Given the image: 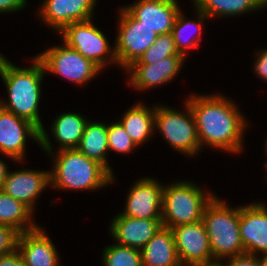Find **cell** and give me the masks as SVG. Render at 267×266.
<instances>
[{
	"label": "cell",
	"instance_id": "obj_1",
	"mask_svg": "<svg viewBox=\"0 0 267 266\" xmlns=\"http://www.w3.org/2000/svg\"><path fill=\"white\" fill-rule=\"evenodd\" d=\"M186 101L195 118L201 150L210 146L234 154L242 151L248 123L234 101L218 93H193Z\"/></svg>",
	"mask_w": 267,
	"mask_h": 266
},
{
	"label": "cell",
	"instance_id": "obj_2",
	"mask_svg": "<svg viewBox=\"0 0 267 266\" xmlns=\"http://www.w3.org/2000/svg\"><path fill=\"white\" fill-rule=\"evenodd\" d=\"M50 135L44 128L40 130L39 146L52 159L50 170V188L89 191L101 189L112 184L115 176L102 164L88 158L78 149H55L50 142ZM56 153V154H55Z\"/></svg>",
	"mask_w": 267,
	"mask_h": 266
},
{
	"label": "cell",
	"instance_id": "obj_3",
	"mask_svg": "<svg viewBox=\"0 0 267 266\" xmlns=\"http://www.w3.org/2000/svg\"><path fill=\"white\" fill-rule=\"evenodd\" d=\"M32 60L31 67L20 68L0 53V76L8 94V100L0 99V106L30 121L41 130L45 127L39 116L41 84L45 70L36 57Z\"/></svg>",
	"mask_w": 267,
	"mask_h": 266
},
{
	"label": "cell",
	"instance_id": "obj_4",
	"mask_svg": "<svg viewBox=\"0 0 267 266\" xmlns=\"http://www.w3.org/2000/svg\"><path fill=\"white\" fill-rule=\"evenodd\" d=\"M240 206L229 207L216 195L207 204L202 222L208 234L214 261L245 253L239 230Z\"/></svg>",
	"mask_w": 267,
	"mask_h": 266
},
{
	"label": "cell",
	"instance_id": "obj_5",
	"mask_svg": "<svg viewBox=\"0 0 267 266\" xmlns=\"http://www.w3.org/2000/svg\"><path fill=\"white\" fill-rule=\"evenodd\" d=\"M214 193L203 191L194 182L176 181L165 185L162 200V224L174 228L182 224L202 221L207 204Z\"/></svg>",
	"mask_w": 267,
	"mask_h": 266
},
{
	"label": "cell",
	"instance_id": "obj_6",
	"mask_svg": "<svg viewBox=\"0 0 267 266\" xmlns=\"http://www.w3.org/2000/svg\"><path fill=\"white\" fill-rule=\"evenodd\" d=\"M184 104L185 111L157 104L154 128L159 130L160 135L173 149L187 157H192L201 152V145L190 105L187 101Z\"/></svg>",
	"mask_w": 267,
	"mask_h": 266
},
{
	"label": "cell",
	"instance_id": "obj_7",
	"mask_svg": "<svg viewBox=\"0 0 267 266\" xmlns=\"http://www.w3.org/2000/svg\"><path fill=\"white\" fill-rule=\"evenodd\" d=\"M92 21L94 20L90 19L65 26L59 32L63 42L101 70L111 62L118 64L114 45L110 46L106 35Z\"/></svg>",
	"mask_w": 267,
	"mask_h": 266
},
{
	"label": "cell",
	"instance_id": "obj_8",
	"mask_svg": "<svg viewBox=\"0 0 267 266\" xmlns=\"http://www.w3.org/2000/svg\"><path fill=\"white\" fill-rule=\"evenodd\" d=\"M120 8L114 47L118 66L126 70L139 60L159 34L142 25L125 7Z\"/></svg>",
	"mask_w": 267,
	"mask_h": 266
},
{
	"label": "cell",
	"instance_id": "obj_9",
	"mask_svg": "<svg viewBox=\"0 0 267 266\" xmlns=\"http://www.w3.org/2000/svg\"><path fill=\"white\" fill-rule=\"evenodd\" d=\"M61 45L49 47L35 56L42 63L45 73L58 74L76 85H86L103 71L64 42Z\"/></svg>",
	"mask_w": 267,
	"mask_h": 266
},
{
	"label": "cell",
	"instance_id": "obj_10",
	"mask_svg": "<svg viewBox=\"0 0 267 266\" xmlns=\"http://www.w3.org/2000/svg\"><path fill=\"white\" fill-rule=\"evenodd\" d=\"M171 230L182 266H200L215 262L202 221L182 224Z\"/></svg>",
	"mask_w": 267,
	"mask_h": 266
},
{
	"label": "cell",
	"instance_id": "obj_11",
	"mask_svg": "<svg viewBox=\"0 0 267 266\" xmlns=\"http://www.w3.org/2000/svg\"><path fill=\"white\" fill-rule=\"evenodd\" d=\"M27 138L33 139L39 146L40 130L30 121L0 106L1 155L22 163L25 160Z\"/></svg>",
	"mask_w": 267,
	"mask_h": 266
},
{
	"label": "cell",
	"instance_id": "obj_12",
	"mask_svg": "<svg viewBox=\"0 0 267 266\" xmlns=\"http://www.w3.org/2000/svg\"><path fill=\"white\" fill-rule=\"evenodd\" d=\"M164 185L151 177L137 180L130 187L123 216L142 219H162Z\"/></svg>",
	"mask_w": 267,
	"mask_h": 266
},
{
	"label": "cell",
	"instance_id": "obj_13",
	"mask_svg": "<svg viewBox=\"0 0 267 266\" xmlns=\"http://www.w3.org/2000/svg\"><path fill=\"white\" fill-rule=\"evenodd\" d=\"M39 18L59 33L65 26L93 18L97 0H43Z\"/></svg>",
	"mask_w": 267,
	"mask_h": 266
},
{
	"label": "cell",
	"instance_id": "obj_14",
	"mask_svg": "<svg viewBox=\"0 0 267 266\" xmlns=\"http://www.w3.org/2000/svg\"><path fill=\"white\" fill-rule=\"evenodd\" d=\"M254 202L240 206L239 230L245 253L267 254V206Z\"/></svg>",
	"mask_w": 267,
	"mask_h": 266
},
{
	"label": "cell",
	"instance_id": "obj_15",
	"mask_svg": "<svg viewBox=\"0 0 267 266\" xmlns=\"http://www.w3.org/2000/svg\"><path fill=\"white\" fill-rule=\"evenodd\" d=\"M184 59L183 56H169L154 64H132L126 69L128 83L141 92L165 85L178 75Z\"/></svg>",
	"mask_w": 267,
	"mask_h": 266
},
{
	"label": "cell",
	"instance_id": "obj_16",
	"mask_svg": "<svg viewBox=\"0 0 267 266\" xmlns=\"http://www.w3.org/2000/svg\"><path fill=\"white\" fill-rule=\"evenodd\" d=\"M125 8L142 22V25L159 35L172 32L177 14L181 10L177 0H137Z\"/></svg>",
	"mask_w": 267,
	"mask_h": 266
},
{
	"label": "cell",
	"instance_id": "obj_17",
	"mask_svg": "<svg viewBox=\"0 0 267 266\" xmlns=\"http://www.w3.org/2000/svg\"><path fill=\"white\" fill-rule=\"evenodd\" d=\"M47 187H50V170H9L2 191L34 212L35 201Z\"/></svg>",
	"mask_w": 267,
	"mask_h": 266
},
{
	"label": "cell",
	"instance_id": "obj_18",
	"mask_svg": "<svg viewBox=\"0 0 267 266\" xmlns=\"http://www.w3.org/2000/svg\"><path fill=\"white\" fill-rule=\"evenodd\" d=\"M110 223V234L120 245L141 250L163 226L161 219H142L117 214Z\"/></svg>",
	"mask_w": 267,
	"mask_h": 266
},
{
	"label": "cell",
	"instance_id": "obj_19",
	"mask_svg": "<svg viewBox=\"0 0 267 266\" xmlns=\"http://www.w3.org/2000/svg\"><path fill=\"white\" fill-rule=\"evenodd\" d=\"M43 229L38 226L18 236L17 250L25 266H60L57 248Z\"/></svg>",
	"mask_w": 267,
	"mask_h": 266
},
{
	"label": "cell",
	"instance_id": "obj_20",
	"mask_svg": "<svg viewBox=\"0 0 267 266\" xmlns=\"http://www.w3.org/2000/svg\"><path fill=\"white\" fill-rule=\"evenodd\" d=\"M140 251L142 266H182L170 228L162 226Z\"/></svg>",
	"mask_w": 267,
	"mask_h": 266
},
{
	"label": "cell",
	"instance_id": "obj_21",
	"mask_svg": "<svg viewBox=\"0 0 267 266\" xmlns=\"http://www.w3.org/2000/svg\"><path fill=\"white\" fill-rule=\"evenodd\" d=\"M153 107V108H152ZM149 108L143 102L132 105L120 118L119 122L125 128L132 141L140 147L151 139L155 123V105Z\"/></svg>",
	"mask_w": 267,
	"mask_h": 266
},
{
	"label": "cell",
	"instance_id": "obj_22",
	"mask_svg": "<svg viewBox=\"0 0 267 266\" xmlns=\"http://www.w3.org/2000/svg\"><path fill=\"white\" fill-rule=\"evenodd\" d=\"M88 120L80 113L63 112L51 124V134L58 143L59 150L77 149L80 145Z\"/></svg>",
	"mask_w": 267,
	"mask_h": 266
},
{
	"label": "cell",
	"instance_id": "obj_23",
	"mask_svg": "<svg viewBox=\"0 0 267 266\" xmlns=\"http://www.w3.org/2000/svg\"><path fill=\"white\" fill-rule=\"evenodd\" d=\"M195 11L197 15L196 17H198L195 18L197 19L196 21L193 19L190 20L189 18L187 19L186 16L180 10V12L177 14L171 32L176 49L178 53L181 54L184 58L186 57V55L189 54V49L192 50V48L195 49L196 47H199L198 45L202 38V28L204 25L203 22L209 19L205 13L199 11L197 8H195ZM192 32L194 34L193 36ZM189 33L191 34L188 35ZM186 34L189 37H187Z\"/></svg>",
	"mask_w": 267,
	"mask_h": 266
},
{
	"label": "cell",
	"instance_id": "obj_24",
	"mask_svg": "<svg viewBox=\"0 0 267 266\" xmlns=\"http://www.w3.org/2000/svg\"><path fill=\"white\" fill-rule=\"evenodd\" d=\"M77 149L88 158L102 164L114 175L113 169H111L107 162L109 148L107 142V125L105 123L88 120L80 145Z\"/></svg>",
	"mask_w": 267,
	"mask_h": 266
},
{
	"label": "cell",
	"instance_id": "obj_25",
	"mask_svg": "<svg viewBox=\"0 0 267 266\" xmlns=\"http://www.w3.org/2000/svg\"><path fill=\"white\" fill-rule=\"evenodd\" d=\"M194 7L210 19L218 17L242 16L267 8V0H192Z\"/></svg>",
	"mask_w": 267,
	"mask_h": 266
},
{
	"label": "cell",
	"instance_id": "obj_26",
	"mask_svg": "<svg viewBox=\"0 0 267 266\" xmlns=\"http://www.w3.org/2000/svg\"><path fill=\"white\" fill-rule=\"evenodd\" d=\"M33 213L23 202L0 191V224L12 227L19 234L34 230L39 225L34 222Z\"/></svg>",
	"mask_w": 267,
	"mask_h": 266
},
{
	"label": "cell",
	"instance_id": "obj_27",
	"mask_svg": "<svg viewBox=\"0 0 267 266\" xmlns=\"http://www.w3.org/2000/svg\"><path fill=\"white\" fill-rule=\"evenodd\" d=\"M103 266H142L141 251L118 243L107 245L102 251Z\"/></svg>",
	"mask_w": 267,
	"mask_h": 266
},
{
	"label": "cell",
	"instance_id": "obj_28",
	"mask_svg": "<svg viewBox=\"0 0 267 266\" xmlns=\"http://www.w3.org/2000/svg\"><path fill=\"white\" fill-rule=\"evenodd\" d=\"M169 56H182L176 49L171 33L158 35L155 42L133 64H154Z\"/></svg>",
	"mask_w": 267,
	"mask_h": 266
},
{
	"label": "cell",
	"instance_id": "obj_29",
	"mask_svg": "<svg viewBox=\"0 0 267 266\" xmlns=\"http://www.w3.org/2000/svg\"><path fill=\"white\" fill-rule=\"evenodd\" d=\"M107 142L109 151L122 155L132 153L137 147L119 121L107 124Z\"/></svg>",
	"mask_w": 267,
	"mask_h": 266
},
{
	"label": "cell",
	"instance_id": "obj_30",
	"mask_svg": "<svg viewBox=\"0 0 267 266\" xmlns=\"http://www.w3.org/2000/svg\"><path fill=\"white\" fill-rule=\"evenodd\" d=\"M18 236L19 233L12 227L0 224V256L17 249Z\"/></svg>",
	"mask_w": 267,
	"mask_h": 266
},
{
	"label": "cell",
	"instance_id": "obj_31",
	"mask_svg": "<svg viewBox=\"0 0 267 266\" xmlns=\"http://www.w3.org/2000/svg\"><path fill=\"white\" fill-rule=\"evenodd\" d=\"M224 266H260V257L258 255L241 254L225 259Z\"/></svg>",
	"mask_w": 267,
	"mask_h": 266
},
{
	"label": "cell",
	"instance_id": "obj_32",
	"mask_svg": "<svg viewBox=\"0 0 267 266\" xmlns=\"http://www.w3.org/2000/svg\"><path fill=\"white\" fill-rule=\"evenodd\" d=\"M257 59L254 61V73L264 82L267 81V48L255 52Z\"/></svg>",
	"mask_w": 267,
	"mask_h": 266
},
{
	"label": "cell",
	"instance_id": "obj_33",
	"mask_svg": "<svg viewBox=\"0 0 267 266\" xmlns=\"http://www.w3.org/2000/svg\"><path fill=\"white\" fill-rule=\"evenodd\" d=\"M26 5L27 0H0V14L19 12Z\"/></svg>",
	"mask_w": 267,
	"mask_h": 266
},
{
	"label": "cell",
	"instance_id": "obj_34",
	"mask_svg": "<svg viewBox=\"0 0 267 266\" xmlns=\"http://www.w3.org/2000/svg\"><path fill=\"white\" fill-rule=\"evenodd\" d=\"M0 266H25L20 252L15 249L13 252L0 256Z\"/></svg>",
	"mask_w": 267,
	"mask_h": 266
},
{
	"label": "cell",
	"instance_id": "obj_35",
	"mask_svg": "<svg viewBox=\"0 0 267 266\" xmlns=\"http://www.w3.org/2000/svg\"><path fill=\"white\" fill-rule=\"evenodd\" d=\"M6 164L7 163H5V161L0 159V191H2L3 189V185L7 177L8 171H9Z\"/></svg>",
	"mask_w": 267,
	"mask_h": 266
},
{
	"label": "cell",
	"instance_id": "obj_36",
	"mask_svg": "<svg viewBox=\"0 0 267 266\" xmlns=\"http://www.w3.org/2000/svg\"><path fill=\"white\" fill-rule=\"evenodd\" d=\"M260 266H267V254L260 255Z\"/></svg>",
	"mask_w": 267,
	"mask_h": 266
},
{
	"label": "cell",
	"instance_id": "obj_37",
	"mask_svg": "<svg viewBox=\"0 0 267 266\" xmlns=\"http://www.w3.org/2000/svg\"><path fill=\"white\" fill-rule=\"evenodd\" d=\"M200 266H224V263H222V261H215L213 263L210 264H205V265H200Z\"/></svg>",
	"mask_w": 267,
	"mask_h": 266
},
{
	"label": "cell",
	"instance_id": "obj_38",
	"mask_svg": "<svg viewBox=\"0 0 267 266\" xmlns=\"http://www.w3.org/2000/svg\"><path fill=\"white\" fill-rule=\"evenodd\" d=\"M264 166H265V170L267 171V161L265 162Z\"/></svg>",
	"mask_w": 267,
	"mask_h": 266
},
{
	"label": "cell",
	"instance_id": "obj_39",
	"mask_svg": "<svg viewBox=\"0 0 267 266\" xmlns=\"http://www.w3.org/2000/svg\"><path fill=\"white\" fill-rule=\"evenodd\" d=\"M265 150H266V154H267V139H266V145H265Z\"/></svg>",
	"mask_w": 267,
	"mask_h": 266
}]
</instances>
